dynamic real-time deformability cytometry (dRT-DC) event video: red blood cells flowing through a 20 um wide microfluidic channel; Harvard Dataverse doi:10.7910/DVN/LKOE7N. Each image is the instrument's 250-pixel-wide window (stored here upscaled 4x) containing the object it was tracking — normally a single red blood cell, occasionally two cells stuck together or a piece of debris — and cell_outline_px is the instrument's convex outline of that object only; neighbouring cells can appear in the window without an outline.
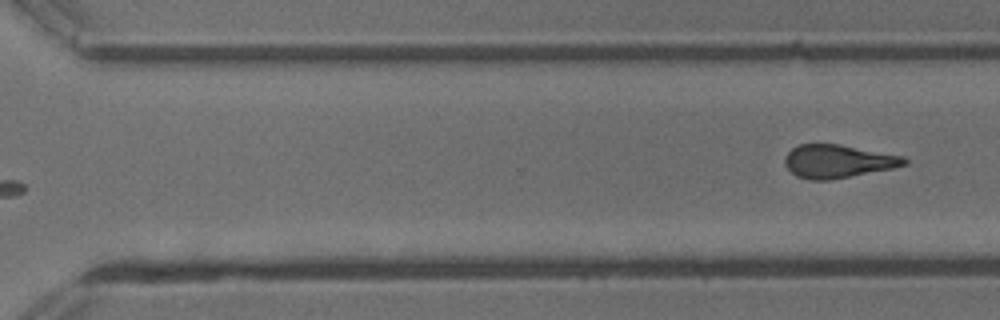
{"species": "common noctule bat (a hibernating species)", "species_latin": "Nyctalus noctula", "temperature_condition": "cold", "stored_images_in_passage": 12, "camera_frame_rate_fps": 3000, "um_per_image_px": 0.085, "animal": {"sex": "male", "body_mass_g": 13.3}, "frame": {"image": 1, "passage_image": 12, "time_ms": 3.667, "image_size_px": [1000, 320], "cell_outline_px": [[908, 164], [892, 168], [828, 180], [808, 180], [796, 176], [784, 164], [784, 156], [792, 148], [800, 144], [840, 144], [904, 156], [908, 160]], "centroid_in_image_um": [71.2, 13.7], "position_along_channel_um": 299.4, "area_um2": 23.06}}